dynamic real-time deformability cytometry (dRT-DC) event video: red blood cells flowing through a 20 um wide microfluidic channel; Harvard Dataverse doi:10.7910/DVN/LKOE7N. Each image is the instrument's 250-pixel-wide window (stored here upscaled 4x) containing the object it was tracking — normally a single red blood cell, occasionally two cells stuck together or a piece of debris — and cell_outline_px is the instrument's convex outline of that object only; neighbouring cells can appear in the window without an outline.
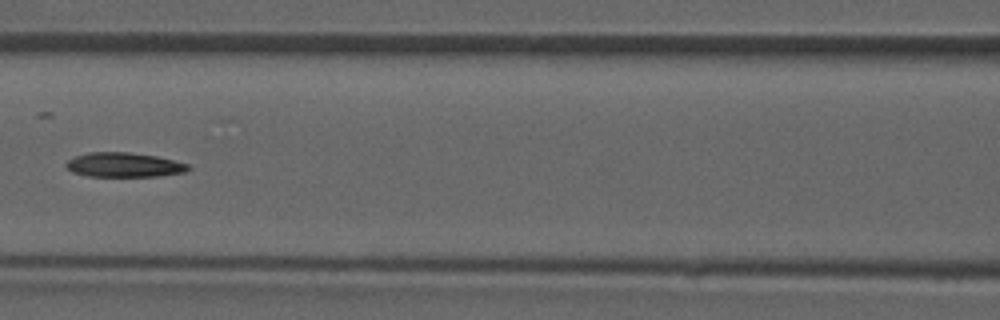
{"species": "common noctule bat (a hibernating species)", "species_latin": "Nyctalus noctula", "temperature_condition": "room temperature", "stored_images_in_passage": 7, "camera_frame_rate_fps": 3000, "um_per_image_px": 0.085, "animal": {"sex": "male", "forearm_length_mm": 52.5}, "frame": {"image": 1, "passage_image": 6, "time_ms": 6.667, "image_size_px": [1000, 320], "cell_outline_px": [[192, 168], [184, 172], [160, 176], [88, 176], [72, 172], [64, 164], [68, 160], [76, 156], [88, 152], [128, 152], [156, 156], [188, 164]], "centroid_in_image_um": [10.53, 14.01], "position_along_channel_um": 156.1, "area_um2": 17.34}}